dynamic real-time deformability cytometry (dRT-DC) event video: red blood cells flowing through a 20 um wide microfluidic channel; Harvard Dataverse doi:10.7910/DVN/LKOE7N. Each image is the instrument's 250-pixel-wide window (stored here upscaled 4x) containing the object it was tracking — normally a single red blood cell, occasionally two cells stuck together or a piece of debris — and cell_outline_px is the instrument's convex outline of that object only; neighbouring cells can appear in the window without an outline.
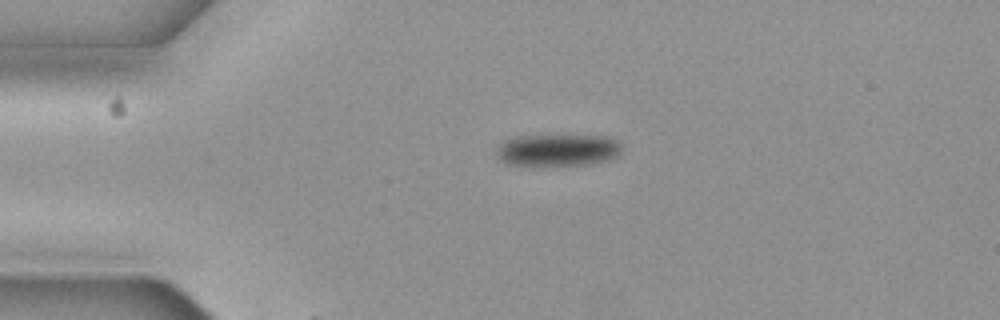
{"species": "common noctule bat (a hibernating species)", "species_latin": "Nyctalus noctula", "temperature_condition": "cold", "stored_images_in_passage": 2, "camera_frame_rate_fps": 3000, "um_per_image_px": 0.085, "animal": {"sex": "female", "body_mass_g": 19.3, "forearm_length_mm": 54.1}, "frame": {"image": 1, "passage_image": 1, "time_ms": 0.0, "image_size_px": [1000, 320], "cell_outline_px": [[620, 152], [616, 156], [604, 160], [588, 164], [508, 164], [500, 160], [496, 152], [500, 144], [504, 140], [516, 136], [612, 136], [620, 144]], "centroid_in_image_um": [47.4, 12.73], "position_along_channel_um": 37.6, "area_um2": 22.77}}